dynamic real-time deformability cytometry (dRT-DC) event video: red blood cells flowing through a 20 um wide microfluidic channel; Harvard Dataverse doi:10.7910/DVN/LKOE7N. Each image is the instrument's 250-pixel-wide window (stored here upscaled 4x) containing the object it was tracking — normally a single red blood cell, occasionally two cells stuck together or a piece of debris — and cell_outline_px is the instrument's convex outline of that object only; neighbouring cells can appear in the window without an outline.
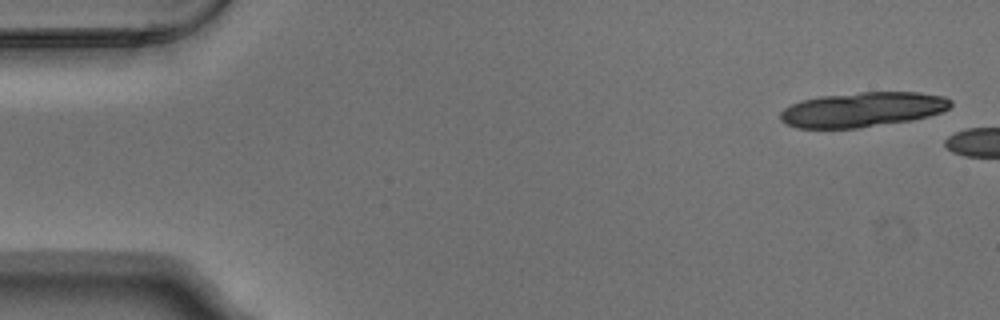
{"species": "Egyptian fruit bat (a non-hibernating species)", "species_latin": "Rousettus aegyptiacus", "temperature_condition": "warm", "stored_images_in_passage": 2, "camera_frame_rate_fps": 3000, "um_per_image_px": 0.085, "animal": {"sex": "male"}, "frame": {"image": 1, "passage_image": 1, "time_ms": 0.0, "image_size_px": [1000, 320], "cell_outline_px": [[952, 104], [948, 108], [940, 112], [928, 116], [912, 120], [856, 128], [796, 128], [780, 120], [780, 112], [784, 108], [800, 100], [820, 96], [860, 92], [920, 92], [944, 96], [952, 100]], "centroid_in_image_um": [73.3, 9.3], "position_along_channel_um": 11.7, "area_um2": 34.56}}